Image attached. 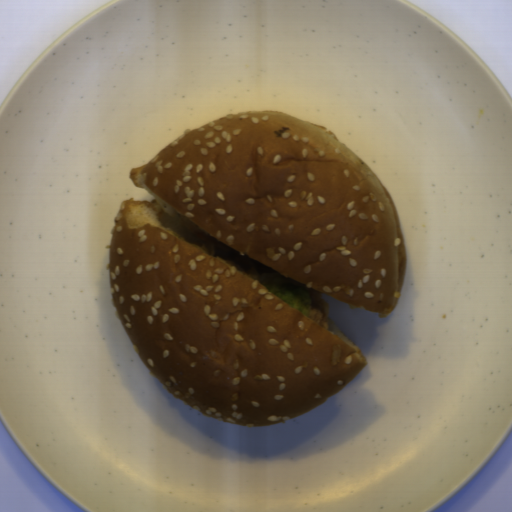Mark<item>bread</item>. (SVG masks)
I'll use <instances>...</instances> for the list:
<instances>
[{"mask_svg": "<svg viewBox=\"0 0 512 512\" xmlns=\"http://www.w3.org/2000/svg\"><path fill=\"white\" fill-rule=\"evenodd\" d=\"M155 200L119 204L106 246L121 325L163 389L207 416L260 427L299 416L366 358L250 275L280 273L392 314L407 247L380 176L327 127L282 111L185 129L129 170Z\"/></svg>", "mask_w": 512, "mask_h": 512, "instance_id": "8d2b1439", "label": "bread"}]
</instances>
